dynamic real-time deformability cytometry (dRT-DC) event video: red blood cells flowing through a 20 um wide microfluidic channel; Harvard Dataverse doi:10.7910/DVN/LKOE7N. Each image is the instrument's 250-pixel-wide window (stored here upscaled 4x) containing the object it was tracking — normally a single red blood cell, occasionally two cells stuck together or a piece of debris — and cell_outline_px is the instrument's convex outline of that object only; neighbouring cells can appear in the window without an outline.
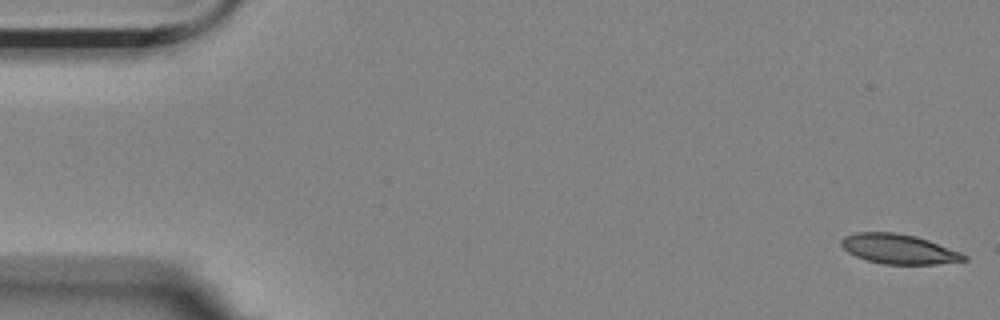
{"species": "Egyptian fruit bat (a non-hibernating species)", "species_latin": "Rousettus aegyptiacus", "temperature_condition": "room temperature", "stored_images_in_passage": 56, "camera_frame_rate_fps": 3000, "um_per_image_px": 0.085, "animal": {"sex": "female"}, "frame": {"image": 1, "passage_image": 1, "time_ms": 0.0, "image_size_px": [1000, 320], "cell_outline_px": [[968, 260], [936, 264], [884, 264], [868, 260], [856, 256], [848, 252], [840, 244], [840, 240], [844, 236], [856, 232], [896, 232], [916, 236], [928, 240], [960, 252], [968, 256]], "centroid_in_image_um": [76.39, 21.16], "position_along_channel_um": 8.6, "area_um2": 21.21}}
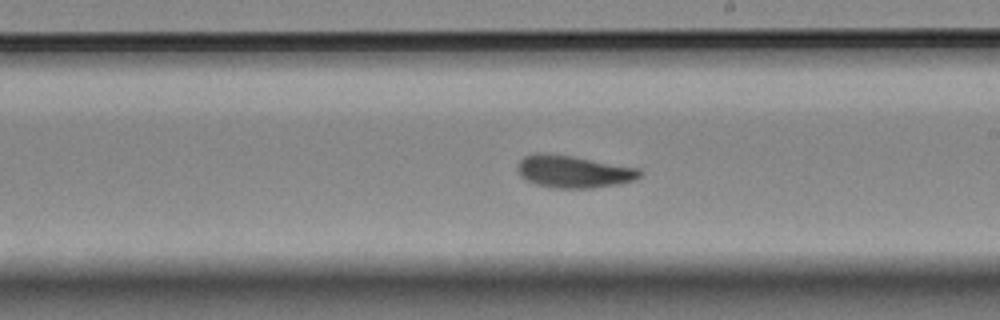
{"frame": {"image": 2, "passage_image": 32, "time_ms": 10.333, "image_size_px": [1000, 320], "cell_outline_px": [[644, 172], [636, 180], [620, 184], [592, 188], [552, 188], [536, 184], [524, 180], [520, 176], [516, 168], [520, 160], [524, 156], [536, 152], [544, 152], [572, 156], [640, 168]], "centroid_in_image_um": [48.75, 14.58], "position_along_channel_um": 240.3, "area_um2": 23.47}}
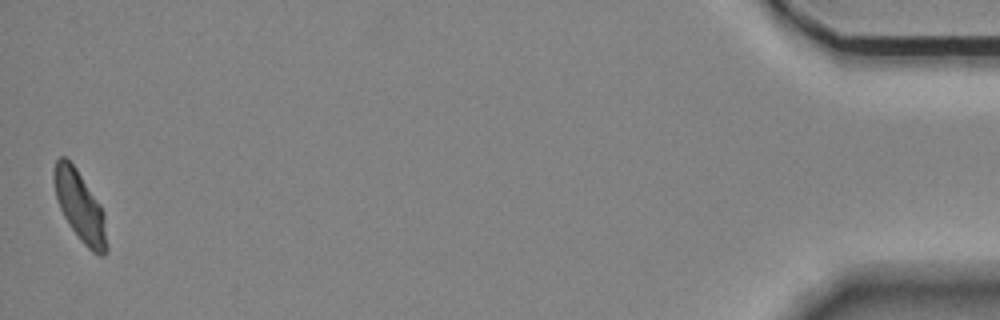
{"frame": {"image": 3, "passage_image": 56, "time_ms": 18.333, "image_size_px": [1000, 320], "cell_outline_px": [[108, 248], [104, 256], [100, 256], [92, 252], [80, 240], [64, 216], [60, 208], [56, 196], [52, 176], [52, 172], [56, 160], [60, 156], [64, 156], [76, 168], [100, 204], [104, 212]], "centroid_in_image_um": [6.8, 17.55], "position_along_channel_um": 428.4, "area_um2": 21.56}, "authors_computed_cell_mechanics": {"area_um2": 22.0218, "velocity_mm_per_s": 3.4938, "shape_relaxation_time_tau1_ms": 8.6015, "shape_relaxation_time_tau2_ms": 3.9617, "deformation_change_tau1": 0.1642, "deformation_change_tau2": 0.0922}}